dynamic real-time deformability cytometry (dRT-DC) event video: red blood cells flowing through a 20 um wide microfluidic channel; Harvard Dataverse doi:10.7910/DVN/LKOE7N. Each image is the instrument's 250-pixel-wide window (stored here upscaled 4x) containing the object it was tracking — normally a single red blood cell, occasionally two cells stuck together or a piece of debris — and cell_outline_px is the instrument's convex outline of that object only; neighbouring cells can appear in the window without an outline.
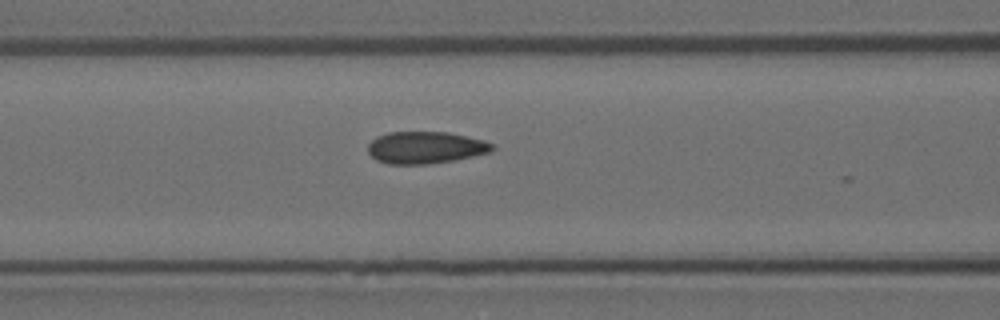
{"species": "Egyptian fruit bat (a non-hibernating species)", "species_latin": "Rousettus aegyptiacus", "temperature_condition": "room temperature", "stored_images_in_passage": 7, "camera_frame_rate_fps": 3000, "um_per_image_px": 0.085, "animal": {"sex": "female"}, "frame": {"image": 1, "passage_image": 6, "time_ms": 1.667, "image_size_px": [1000, 320], "cell_outline_px": [[496, 148], [492, 152], [452, 160], [428, 164], [388, 164], [376, 160], [368, 152], [368, 144], [376, 136], [388, 132], [448, 132], [484, 140], [492, 144]], "centroid_in_image_um": [36.15, 12.54], "position_along_channel_um": 130.4, "area_um2": 23.24}}